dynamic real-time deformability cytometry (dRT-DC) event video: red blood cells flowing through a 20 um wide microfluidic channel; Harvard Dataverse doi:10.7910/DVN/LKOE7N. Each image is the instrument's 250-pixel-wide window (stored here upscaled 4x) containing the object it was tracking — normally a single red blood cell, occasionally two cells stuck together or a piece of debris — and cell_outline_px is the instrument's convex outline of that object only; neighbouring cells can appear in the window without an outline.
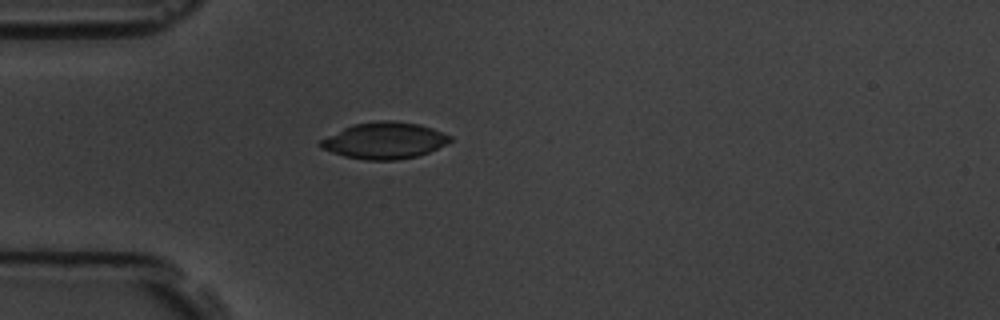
{"species": "common noctule bat (a hibernating species)", "species_latin": "Nyctalus noctula", "temperature_condition": "room temperature", "stored_images_in_passage": 42, "camera_frame_rate_fps": 3000, "um_per_image_px": 0.085, "animal": {"sex": "male", "body_mass_g": 19.5, "forearm_length_mm": 54.6}, "frame": {"image": 1, "passage_image": 1, "time_ms": 0.0, "image_size_px": [1000, 320], "cell_outline_px": [[452, 140], [428, 152], [416, 156], [396, 160], [364, 160], [344, 156], [320, 148], [316, 144], [320, 140], [352, 124], [380, 120], [392, 120], [420, 124], [432, 128], [452, 136]], "centroid_in_image_um": [32.65, 11.94], "position_along_channel_um": 52.4, "area_um2": 27.51}}
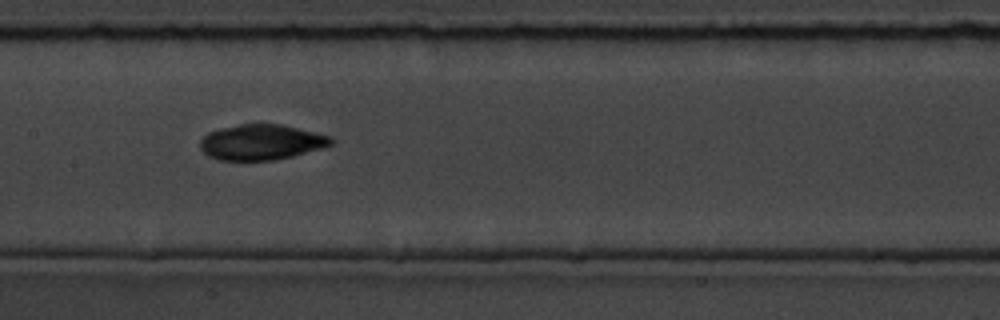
{"frame": {"image": 2, "passage_image": 13, "time_ms": 4.0, "image_size_px": [1000, 320], "cell_outline_px": [[336, 140], [332, 144], [320, 148], [292, 156], [272, 160], [220, 160], [208, 156], [200, 148], [200, 140], [208, 132], [220, 128], [240, 124], [280, 124], [332, 136]], "centroid_in_image_um": [22.2, 12.08], "position_along_channel_um": 185.2, "area_um2": 26.93}}
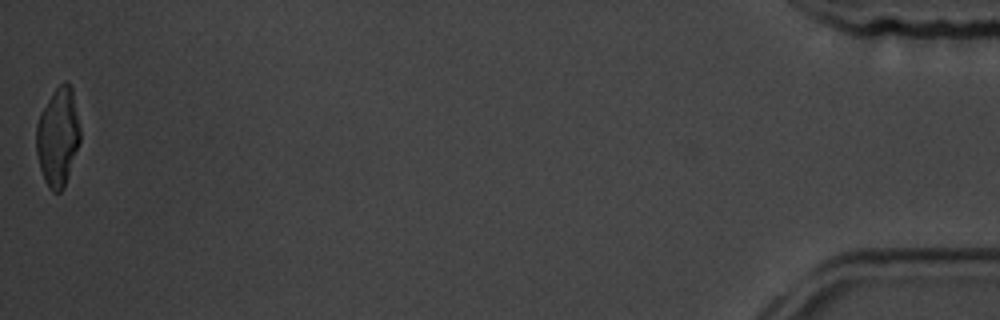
{"frame": {"image": 3, "passage_image": 42, "time_ms": 13.667, "image_size_px": [1000, 320], "cell_outline_px": [[80, 140], [64, 188], [60, 192], [52, 192], [48, 188], [44, 180], [40, 168], [36, 152], [36, 124], [40, 112], [52, 92], [64, 80], [68, 80], [72, 88], [80, 128]], "centroid_in_image_um": [4.91, 11.62], "position_along_channel_um": 430.3, "area_um2": 25.32}, "authors_computed_cell_mechanics": {"area_um2": 26.9926, "velocity_mm_per_s": 3.5506, "shape_relaxation_time_tau1_ms": 8.6245, "shape_relaxation_time_tau2_ms": 4.12, "deformation_change_tau1": 0.1746, "deformation_change_tau2": 0.072}}